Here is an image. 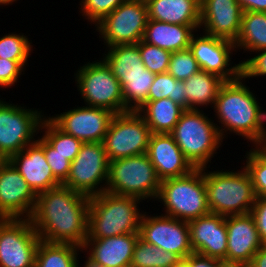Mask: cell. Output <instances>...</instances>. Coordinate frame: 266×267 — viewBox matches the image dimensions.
I'll return each mask as SVG.
<instances>
[{
	"label": "cell",
	"mask_w": 266,
	"mask_h": 267,
	"mask_svg": "<svg viewBox=\"0 0 266 267\" xmlns=\"http://www.w3.org/2000/svg\"><path fill=\"white\" fill-rule=\"evenodd\" d=\"M90 197L61 184L37 194L29 218L40 240L83 247L88 237Z\"/></svg>",
	"instance_id": "6da1fadb"
},
{
	"label": "cell",
	"mask_w": 266,
	"mask_h": 267,
	"mask_svg": "<svg viewBox=\"0 0 266 267\" xmlns=\"http://www.w3.org/2000/svg\"><path fill=\"white\" fill-rule=\"evenodd\" d=\"M245 82L242 76L234 81H226L221 86L212 109L223 140L227 134H235L255 147L264 134L265 110Z\"/></svg>",
	"instance_id": "7a4b0ae2"
},
{
	"label": "cell",
	"mask_w": 266,
	"mask_h": 267,
	"mask_svg": "<svg viewBox=\"0 0 266 267\" xmlns=\"http://www.w3.org/2000/svg\"><path fill=\"white\" fill-rule=\"evenodd\" d=\"M142 200L104 191L90 197L87 239H103L122 234H139ZM141 211V212H140Z\"/></svg>",
	"instance_id": "3957f363"
},
{
	"label": "cell",
	"mask_w": 266,
	"mask_h": 267,
	"mask_svg": "<svg viewBox=\"0 0 266 267\" xmlns=\"http://www.w3.org/2000/svg\"><path fill=\"white\" fill-rule=\"evenodd\" d=\"M243 167V168H242ZM241 170L204 168L207 204L210 213L230 216L250 213L256 199L250 174Z\"/></svg>",
	"instance_id": "277c9868"
},
{
	"label": "cell",
	"mask_w": 266,
	"mask_h": 267,
	"mask_svg": "<svg viewBox=\"0 0 266 267\" xmlns=\"http://www.w3.org/2000/svg\"><path fill=\"white\" fill-rule=\"evenodd\" d=\"M208 116L204 110H185L170 132L194 168H210L209 163L223 144L216 121Z\"/></svg>",
	"instance_id": "5b68a950"
},
{
	"label": "cell",
	"mask_w": 266,
	"mask_h": 267,
	"mask_svg": "<svg viewBox=\"0 0 266 267\" xmlns=\"http://www.w3.org/2000/svg\"><path fill=\"white\" fill-rule=\"evenodd\" d=\"M155 201L162 203V214L187 222L209 214L204 168L162 180Z\"/></svg>",
	"instance_id": "8992f818"
},
{
	"label": "cell",
	"mask_w": 266,
	"mask_h": 267,
	"mask_svg": "<svg viewBox=\"0 0 266 267\" xmlns=\"http://www.w3.org/2000/svg\"><path fill=\"white\" fill-rule=\"evenodd\" d=\"M160 184L146 153L109 161L106 191L110 193L155 201Z\"/></svg>",
	"instance_id": "52a82bcc"
},
{
	"label": "cell",
	"mask_w": 266,
	"mask_h": 267,
	"mask_svg": "<svg viewBox=\"0 0 266 267\" xmlns=\"http://www.w3.org/2000/svg\"><path fill=\"white\" fill-rule=\"evenodd\" d=\"M74 76L77 92L85 106L105 108L115 114L129 111L125 107L121 84L102 56L80 65Z\"/></svg>",
	"instance_id": "ba28073f"
},
{
	"label": "cell",
	"mask_w": 266,
	"mask_h": 267,
	"mask_svg": "<svg viewBox=\"0 0 266 267\" xmlns=\"http://www.w3.org/2000/svg\"><path fill=\"white\" fill-rule=\"evenodd\" d=\"M42 111L0 99V155L5 160L37 141L47 116Z\"/></svg>",
	"instance_id": "9c48e42d"
},
{
	"label": "cell",
	"mask_w": 266,
	"mask_h": 267,
	"mask_svg": "<svg viewBox=\"0 0 266 267\" xmlns=\"http://www.w3.org/2000/svg\"><path fill=\"white\" fill-rule=\"evenodd\" d=\"M148 22V8L145 0H126L109 13L95 29L107 47L137 44L143 40Z\"/></svg>",
	"instance_id": "30bf717a"
},
{
	"label": "cell",
	"mask_w": 266,
	"mask_h": 267,
	"mask_svg": "<svg viewBox=\"0 0 266 267\" xmlns=\"http://www.w3.org/2000/svg\"><path fill=\"white\" fill-rule=\"evenodd\" d=\"M151 134L137 111L115 114L102 141L108 160L146 153Z\"/></svg>",
	"instance_id": "8fae6325"
},
{
	"label": "cell",
	"mask_w": 266,
	"mask_h": 267,
	"mask_svg": "<svg viewBox=\"0 0 266 267\" xmlns=\"http://www.w3.org/2000/svg\"><path fill=\"white\" fill-rule=\"evenodd\" d=\"M109 160L102 142H83L63 185L93 197L106 191Z\"/></svg>",
	"instance_id": "7c38bea8"
},
{
	"label": "cell",
	"mask_w": 266,
	"mask_h": 267,
	"mask_svg": "<svg viewBox=\"0 0 266 267\" xmlns=\"http://www.w3.org/2000/svg\"><path fill=\"white\" fill-rule=\"evenodd\" d=\"M39 242L30 219H0V267H35Z\"/></svg>",
	"instance_id": "4fadbf2b"
},
{
	"label": "cell",
	"mask_w": 266,
	"mask_h": 267,
	"mask_svg": "<svg viewBox=\"0 0 266 267\" xmlns=\"http://www.w3.org/2000/svg\"><path fill=\"white\" fill-rule=\"evenodd\" d=\"M148 213L144 211L140 221L139 234L143 241L172 252L180 259H185L193 252L187 221L162 213H153L154 216Z\"/></svg>",
	"instance_id": "5bb4252c"
},
{
	"label": "cell",
	"mask_w": 266,
	"mask_h": 267,
	"mask_svg": "<svg viewBox=\"0 0 266 267\" xmlns=\"http://www.w3.org/2000/svg\"><path fill=\"white\" fill-rule=\"evenodd\" d=\"M200 32L192 36L189 45L200 70L216 74L225 81L238 79L241 76V63L234 65L231 60L233 52H237L234 42Z\"/></svg>",
	"instance_id": "9a60e30c"
},
{
	"label": "cell",
	"mask_w": 266,
	"mask_h": 267,
	"mask_svg": "<svg viewBox=\"0 0 266 267\" xmlns=\"http://www.w3.org/2000/svg\"><path fill=\"white\" fill-rule=\"evenodd\" d=\"M115 113L90 106H77L48 118L63 132L82 142H102Z\"/></svg>",
	"instance_id": "2e32d148"
},
{
	"label": "cell",
	"mask_w": 266,
	"mask_h": 267,
	"mask_svg": "<svg viewBox=\"0 0 266 267\" xmlns=\"http://www.w3.org/2000/svg\"><path fill=\"white\" fill-rule=\"evenodd\" d=\"M36 199L37 194L6 160L0 166V219H29Z\"/></svg>",
	"instance_id": "e0dca14e"
},
{
	"label": "cell",
	"mask_w": 266,
	"mask_h": 267,
	"mask_svg": "<svg viewBox=\"0 0 266 267\" xmlns=\"http://www.w3.org/2000/svg\"><path fill=\"white\" fill-rule=\"evenodd\" d=\"M227 251L223 260L227 265L248 266L252 257L263 245L254 218L250 213L225 216Z\"/></svg>",
	"instance_id": "ac0fdd59"
},
{
	"label": "cell",
	"mask_w": 266,
	"mask_h": 267,
	"mask_svg": "<svg viewBox=\"0 0 266 267\" xmlns=\"http://www.w3.org/2000/svg\"><path fill=\"white\" fill-rule=\"evenodd\" d=\"M200 30L203 33L235 42L243 10L237 0H200Z\"/></svg>",
	"instance_id": "d6986e66"
},
{
	"label": "cell",
	"mask_w": 266,
	"mask_h": 267,
	"mask_svg": "<svg viewBox=\"0 0 266 267\" xmlns=\"http://www.w3.org/2000/svg\"><path fill=\"white\" fill-rule=\"evenodd\" d=\"M9 161L36 194L61 185L47 163L41 136H37L36 142L13 155Z\"/></svg>",
	"instance_id": "ffe728a7"
},
{
	"label": "cell",
	"mask_w": 266,
	"mask_h": 267,
	"mask_svg": "<svg viewBox=\"0 0 266 267\" xmlns=\"http://www.w3.org/2000/svg\"><path fill=\"white\" fill-rule=\"evenodd\" d=\"M193 252L224 260L227 251L225 216L209 213L188 222Z\"/></svg>",
	"instance_id": "44dd1931"
},
{
	"label": "cell",
	"mask_w": 266,
	"mask_h": 267,
	"mask_svg": "<svg viewBox=\"0 0 266 267\" xmlns=\"http://www.w3.org/2000/svg\"><path fill=\"white\" fill-rule=\"evenodd\" d=\"M146 154L161 181L184 176L195 169L170 133H152Z\"/></svg>",
	"instance_id": "7402d4cb"
},
{
	"label": "cell",
	"mask_w": 266,
	"mask_h": 267,
	"mask_svg": "<svg viewBox=\"0 0 266 267\" xmlns=\"http://www.w3.org/2000/svg\"><path fill=\"white\" fill-rule=\"evenodd\" d=\"M140 234H122L103 239H86L82 252L103 267H121L131 264L134 247Z\"/></svg>",
	"instance_id": "603a6c76"
},
{
	"label": "cell",
	"mask_w": 266,
	"mask_h": 267,
	"mask_svg": "<svg viewBox=\"0 0 266 267\" xmlns=\"http://www.w3.org/2000/svg\"><path fill=\"white\" fill-rule=\"evenodd\" d=\"M199 30L200 26L177 25L148 19L143 41L170 52H177L189 48L192 36Z\"/></svg>",
	"instance_id": "cb8c5ba5"
},
{
	"label": "cell",
	"mask_w": 266,
	"mask_h": 267,
	"mask_svg": "<svg viewBox=\"0 0 266 267\" xmlns=\"http://www.w3.org/2000/svg\"><path fill=\"white\" fill-rule=\"evenodd\" d=\"M148 19L177 25L200 26V0H145Z\"/></svg>",
	"instance_id": "d4e9b609"
},
{
	"label": "cell",
	"mask_w": 266,
	"mask_h": 267,
	"mask_svg": "<svg viewBox=\"0 0 266 267\" xmlns=\"http://www.w3.org/2000/svg\"><path fill=\"white\" fill-rule=\"evenodd\" d=\"M183 82L187 91V110H202L204 106L206 109L209 106L213 108L218 92L226 81L216 74L200 70Z\"/></svg>",
	"instance_id": "484cf974"
},
{
	"label": "cell",
	"mask_w": 266,
	"mask_h": 267,
	"mask_svg": "<svg viewBox=\"0 0 266 267\" xmlns=\"http://www.w3.org/2000/svg\"><path fill=\"white\" fill-rule=\"evenodd\" d=\"M106 49L102 59L119 81L125 76L155 75L144 66L137 44L115 45Z\"/></svg>",
	"instance_id": "4316f807"
},
{
	"label": "cell",
	"mask_w": 266,
	"mask_h": 267,
	"mask_svg": "<svg viewBox=\"0 0 266 267\" xmlns=\"http://www.w3.org/2000/svg\"><path fill=\"white\" fill-rule=\"evenodd\" d=\"M185 109L169 98L147 101L137 112L152 133H170Z\"/></svg>",
	"instance_id": "83f0119b"
},
{
	"label": "cell",
	"mask_w": 266,
	"mask_h": 267,
	"mask_svg": "<svg viewBox=\"0 0 266 267\" xmlns=\"http://www.w3.org/2000/svg\"><path fill=\"white\" fill-rule=\"evenodd\" d=\"M234 45L236 51L243 49V53L266 48V12H243L240 33Z\"/></svg>",
	"instance_id": "f1b7e54d"
},
{
	"label": "cell",
	"mask_w": 266,
	"mask_h": 267,
	"mask_svg": "<svg viewBox=\"0 0 266 267\" xmlns=\"http://www.w3.org/2000/svg\"><path fill=\"white\" fill-rule=\"evenodd\" d=\"M80 251V252H79ZM82 248L68 243H50L40 240L36 251L35 267H74Z\"/></svg>",
	"instance_id": "f546056e"
},
{
	"label": "cell",
	"mask_w": 266,
	"mask_h": 267,
	"mask_svg": "<svg viewBox=\"0 0 266 267\" xmlns=\"http://www.w3.org/2000/svg\"><path fill=\"white\" fill-rule=\"evenodd\" d=\"M40 135L56 152L65 156V159L70 162L78 155L83 144L81 140L60 130L48 116L44 118L41 124Z\"/></svg>",
	"instance_id": "4dcf8cb0"
},
{
	"label": "cell",
	"mask_w": 266,
	"mask_h": 267,
	"mask_svg": "<svg viewBox=\"0 0 266 267\" xmlns=\"http://www.w3.org/2000/svg\"><path fill=\"white\" fill-rule=\"evenodd\" d=\"M155 75L125 76L119 82L122 87L125 107L129 111H138L147 101Z\"/></svg>",
	"instance_id": "1f68e13d"
},
{
	"label": "cell",
	"mask_w": 266,
	"mask_h": 267,
	"mask_svg": "<svg viewBox=\"0 0 266 267\" xmlns=\"http://www.w3.org/2000/svg\"><path fill=\"white\" fill-rule=\"evenodd\" d=\"M169 98L187 110V91L183 81L176 80L168 72L155 75L150 87L148 101Z\"/></svg>",
	"instance_id": "d6a6232c"
},
{
	"label": "cell",
	"mask_w": 266,
	"mask_h": 267,
	"mask_svg": "<svg viewBox=\"0 0 266 267\" xmlns=\"http://www.w3.org/2000/svg\"><path fill=\"white\" fill-rule=\"evenodd\" d=\"M179 260L176 254L148 244L139 237L134 247L131 263L135 267H170Z\"/></svg>",
	"instance_id": "836d02e7"
},
{
	"label": "cell",
	"mask_w": 266,
	"mask_h": 267,
	"mask_svg": "<svg viewBox=\"0 0 266 267\" xmlns=\"http://www.w3.org/2000/svg\"><path fill=\"white\" fill-rule=\"evenodd\" d=\"M33 51L32 40L24 33L9 32L0 37V58L17 61L24 69Z\"/></svg>",
	"instance_id": "e575fe53"
},
{
	"label": "cell",
	"mask_w": 266,
	"mask_h": 267,
	"mask_svg": "<svg viewBox=\"0 0 266 267\" xmlns=\"http://www.w3.org/2000/svg\"><path fill=\"white\" fill-rule=\"evenodd\" d=\"M243 165L250 174L256 197L266 198V150L251 146Z\"/></svg>",
	"instance_id": "d590c367"
},
{
	"label": "cell",
	"mask_w": 266,
	"mask_h": 267,
	"mask_svg": "<svg viewBox=\"0 0 266 267\" xmlns=\"http://www.w3.org/2000/svg\"><path fill=\"white\" fill-rule=\"evenodd\" d=\"M144 66L153 74L166 73L172 52L150 45L143 40L137 43Z\"/></svg>",
	"instance_id": "8d00e7d4"
},
{
	"label": "cell",
	"mask_w": 266,
	"mask_h": 267,
	"mask_svg": "<svg viewBox=\"0 0 266 267\" xmlns=\"http://www.w3.org/2000/svg\"><path fill=\"white\" fill-rule=\"evenodd\" d=\"M198 71L200 68L197 60L189 48L172 52L167 72L176 80L185 81Z\"/></svg>",
	"instance_id": "74e56055"
},
{
	"label": "cell",
	"mask_w": 266,
	"mask_h": 267,
	"mask_svg": "<svg viewBox=\"0 0 266 267\" xmlns=\"http://www.w3.org/2000/svg\"><path fill=\"white\" fill-rule=\"evenodd\" d=\"M126 0H81L78 9L83 19L96 25Z\"/></svg>",
	"instance_id": "f35d334b"
},
{
	"label": "cell",
	"mask_w": 266,
	"mask_h": 267,
	"mask_svg": "<svg viewBox=\"0 0 266 267\" xmlns=\"http://www.w3.org/2000/svg\"><path fill=\"white\" fill-rule=\"evenodd\" d=\"M44 154L54 177L63 184L69 176L71 162L56 152L45 140Z\"/></svg>",
	"instance_id": "ab89813d"
},
{
	"label": "cell",
	"mask_w": 266,
	"mask_h": 267,
	"mask_svg": "<svg viewBox=\"0 0 266 267\" xmlns=\"http://www.w3.org/2000/svg\"><path fill=\"white\" fill-rule=\"evenodd\" d=\"M256 53V54H255ZM251 58L241 60V76L247 79L266 76V48L255 51ZM251 77V78H250Z\"/></svg>",
	"instance_id": "60d3db41"
},
{
	"label": "cell",
	"mask_w": 266,
	"mask_h": 267,
	"mask_svg": "<svg viewBox=\"0 0 266 267\" xmlns=\"http://www.w3.org/2000/svg\"><path fill=\"white\" fill-rule=\"evenodd\" d=\"M24 70L17 61L0 58V87L6 89L15 86L20 76L25 74Z\"/></svg>",
	"instance_id": "b9f144b4"
},
{
	"label": "cell",
	"mask_w": 266,
	"mask_h": 267,
	"mask_svg": "<svg viewBox=\"0 0 266 267\" xmlns=\"http://www.w3.org/2000/svg\"><path fill=\"white\" fill-rule=\"evenodd\" d=\"M250 214L254 218L261 242L266 244V198L256 197Z\"/></svg>",
	"instance_id": "7bdbcfd3"
},
{
	"label": "cell",
	"mask_w": 266,
	"mask_h": 267,
	"mask_svg": "<svg viewBox=\"0 0 266 267\" xmlns=\"http://www.w3.org/2000/svg\"><path fill=\"white\" fill-rule=\"evenodd\" d=\"M185 260L188 267H223L225 265L223 260L208 257L200 253L192 252Z\"/></svg>",
	"instance_id": "ee69618b"
},
{
	"label": "cell",
	"mask_w": 266,
	"mask_h": 267,
	"mask_svg": "<svg viewBox=\"0 0 266 267\" xmlns=\"http://www.w3.org/2000/svg\"><path fill=\"white\" fill-rule=\"evenodd\" d=\"M243 12H266V0H237Z\"/></svg>",
	"instance_id": "f6af8a7d"
},
{
	"label": "cell",
	"mask_w": 266,
	"mask_h": 267,
	"mask_svg": "<svg viewBox=\"0 0 266 267\" xmlns=\"http://www.w3.org/2000/svg\"><path fill=\"white\" fill-rule=\"evenodd\" d=\"M248 267H266V244L255 253Z\"/></svg>",
	"instance_id": "bcb514c9"
},
{
	"label": "cell",
	"mask_w": 266,
	"mask_h": 267,
	"mask_svg": "<svg viewBox=\"0 0 266 267\" xmlns=\"http://www.w3.org/2000/svg\"><path fill=\"white\" fill-rule=\"evenodd\" d=\"M258 148H261L263 150H266V111H265V129H264V134L263 137L259 143V145L257 146Z\"/></svg>",
	"instance_id": "7dc6e473"
},
{
	"label": "cell",
	"mask_w": 266,
	"mask_h": 267,
	"mask_svg": "<svg viewBox=\"0 0 266 267\" xmlns=\"http://www.w3.org/2000/svg\"><path fill=\"white\" fill-rule=\"evenodd\" d=\"M86 258V261H83L88 267H103L102 265L100 264H97L93 261H91L87 256L85 257Z\"/></svg>",
	"instance_id": "c3c4849f"
},
{
	"label": "cell",
	"mask_w": 266,
	"mask_h": 267,
	"mask_svg": "<svg viewBox=\"0 0 266 267\" xmlns=\"http://www.w3.org/2000/svg\"><path fill=\"white\" fill-rule=\"evenodd\" d=\"M170 267H188V263L185 259H180L177 263L173 264Z\"/></svg>",
	"instance_id": "681fc988"
},
{
	"label": "cell",
	"mask_w": 266,
	"mask_h": 267,
	"mask_svg": "<svg viewBox=\"0 0 266 267\" xmlns=\"http://www.w3.org/2000/svg\"><path fill=\"white\" fill-rule=\"evenodd\" d=\"M16 3V2H18L17 0H0V7H1V5L3 6H6V5H12L13 3Z\"/></svg>",
	"instance_id": "f907efd6"
},
{
	"label": "cell",
	"mask_w": 266,
	"mask_h": 267,
	"mask_svg": "<svg viewBox=\"0 0 266 267\" xmlns=\"http://www.w3.org/2000/svg\"><path fill=\"white\" fill-rule=\"evenodd\" d=\"M223 267H248V266H244V265H227V264H225Z\"/></svg>",
	"instance_id": "816d5d0a"
},
{
	"label": "cell",
	"mask_w": 266,
	"mask_h": 267,
	"mask_svg": "<svg viewBox=\"0 0 266 267\" xmlns=\"http://www.w3.org/2000/svg\"><path fill=\"white\" fill-rule=\"evenodd\" d=\"M80 263H82V262H77L76 264H75V266L74 267H88L85 263L84 264H80ZM80 265H82V266H80Z\"/></svg>",
	"instance_id": "f5cc1de1"
},
{
	"label": "cell",
	"mask_w": 266,
	"mask_h": 267,
	"mask_svg": "<svg viewBox=\"0 0 266 267\" xmlns=\"http://www.w3.org/2000/svg\"><path fill=\"white\" fill-rule=\"evenodd\" d=\"M6 160L0 155V166L5 162Z\"/></svg>",
	"instance_id": "db71d44e"
},
{
	"label": "cell",
	"mask_w": 266,
	"mask_h": 267,
	"mask_svg": "<svg viewBox=\"0 0 266 267\" xmlns=\"http://www.w3.org/2000/svg\"><path fill=\"white\" fill-rule=\"evenodd\" d=\"M121 267H135L132 263Z\"/></svg>",
	"instance_id": "11a10c76"
}]
</instances>
